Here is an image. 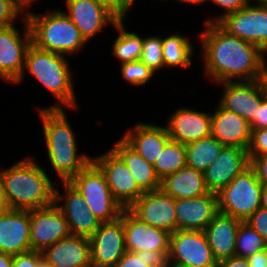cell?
Here are the masks:
<instances>
[{
	"mask_svg": "<svg viewBox=\"0 0 267 267\" xmlns=\"http://www.w3.org/2000/svg\"><path fill=\"white\" fill-rule=\"evenodd\" d=\"M198 32L204 77L214 84L256 80L265 53L252 43L228 34L217 23H203Z\"/></svg>",
	"mask_w": 267,
	"mask_h": 267,
	"instance_id": "obj_1",
	"label": "cell"
},
{
	"mask_svg": "<svg viewBox=\"0 0 267 267\" xmlns=\"http://www.w3.org/2000/svg\"><path fill=\"white\" fill-rule=\"evenodd\" d=\"M37 110L47 162L60 182L69 181L92 161V156L83 152L78 154L77 136L68 119L67 109Z\"/></svg>",
	"mask_w": 267,
	"mask_h": 267,
	"instance_id": "obj_2",
	"label": "cell"
},
{
	"mask_svg": "<svg viewBox=\"0 0 267 267\" xmlns=\"http://www.w3.org/2000/svg\"><path fill=\"white\" fill-rule=\"evenodd\" d=\"M36 157L27 155L12 166L0 169V178L11 209L32 210L54 203L53 178Z\"/></svg>",
	"mask_w": 267,
	"mask_h": 267,
	"instance_id": "obj_3",
	"label": "cell"
},
{
	"mask_svg": "<svg viewBox=\"0 0 267 267\" xmlns=\"http://www.w3.org/2000/svg\"><path fill=\"white\" fill-rule=\"evenodd\" d=\"M68 57L39 49L34 44L29 46L23 73L15 84H21L29 73L55 99L53 104L45 107L36 106L37 109L79 110L73 79L75 74Z\"/></svg>",
	"mask_w": 267,
	"mask_h": 267,
	"instance_id": "obj_4",
	"label": "cell"
},
{
	"mask_svg": "<svg viewBox=\"0 0 267 267\" xmlns=\"http://www.w3.org/2000/svg\"><path fill=\"white\" fill-rule=\"evenodd\" d=\"M46 11L39 14L30 7L26 8L32 44L39 49L69 57L81 53L88 43L72 20L61 8Z\"/></svg>",
	"mask_w": 267,
	"mask_h": 267,
	"instance_id": "obj_5",
	"label": "cell"
},
{
	"mask_svg": "<svg viewBox=\"0 0 267 267\" xmlns=\"http://www.w3.org/2000/svg\"><path fill=\"white\" fill-rule=\"evenodd\" d=\"M262 183L249 165L217 193L218 212L241 221L261 207Z\"/></svg>",
	"mask_w": 267,
	"mask_h": 267,
	"instance_id": "obj_6",
	"label": "cell"
},
{
	"mask_svg": "<svg viewBox=\"0 0 267 267\" xmlns=\"http://www.w3.org/2000/svg\"><path fill=\"white\" fill-rule=\"evenodd\" d=\"M68 182L80 192L101 222H111L121 216L124 209L114 199L104 173L93 161Z\"/></svg>",
	"mask_w": 267,
	"mask_h": 267,
	"instance_id": "obj_7",
	"label": "cell"
},
{
	"mask_svg": "<svg viewBox=\"0 0 267 267\" xmlns=\"http://www.w3.org/2000/svg\"><path fill=\"white\" fill-rule=\"evenodd\" d=\"M19 22L23 25L21 30L18 24L0 28V79L9 85H15L21 77L26 52L32 44L31 30L26 16Z\"/></svg>",
	"mask_w": 267,
	"mask_h": 267,
	"instance_id": "obj_8",
	"label": "cell"
},
{
	"mask_svg": "<svg viewBox=\"0 0 267 267\" xmlns=\"http://www.w3.org/2000/svg\"><path fill=\"white\" fill-rule=\"evenodd\" d=\"M228 34L257 45L267 54V8L249 1L216 22Z\"/></svg>",
	"mask_w": 267,
	"mask_h": 267,
	"instance_id": "obj_9",
	"label": "cell"
},
{
	"mask_svg": "<svg viewBox=\"0 0 267 267\" xmlns=\"http://www.w3.org/2000/svg\"><path fill=\"white\" fill-rule=\"evenodd\" d=\"M92 161L104 173L114 199L123 209L131 207L144 193L124 161L110 148Z\"/></svg>",
	"mask_w": 267,
	"mask_h": 267,
	"instance_id": "obj_10",
	"label": "cell"
},
{
	"mask_svg": "<svg viewBox=\"0 0 267 267\" xmlns=\"http://www.w3.org/2000/svg\"><path fill=\"white\" fill-rule=\"evenodd\" d=\"M54 203L63 213L72 235L90 238L99 228L101 221L92 213L80 192L68 181H55ZM62 186L59 191L57 187ZM63 192V193H62Z\"/></svg>",
	"mask_w": 267,
	"mask_h": 267,
	"instance_id": "obj_11",
	"label": "cell"
},
{
	"mask_svg": "<svg viewBox=\"0 0 267 267\" xmlns=\"http://www.w3.org/2000/svg\"><path fill=\"white\" fill-rule=\"evenodd\" d=\"M169 262L186 267H217L204 231L176 230L170 234Z\"/></svg>",
	"mask_w": 267,
	"mask_h": 267,
	"instance_id": "obj_12",
	"label": "cell"
},
{
	"mask_svg": "<svg viewBox=\"0 0 267 267\" xmlns=\"http://www.w3.org/2000/svg\"><path fill=\"white\" fill-rule=\"evenodd\" d=\"M126 252L124 210L111 222H101L90 237L92 267H114Z\"/></svg>",
	"mask_w": 267,
	"mask_h": 267,
	"instance_id": "obj_13",
	"label": "cell"
},
{
	"mask_svg": "<svg viewBox=\"0 0 267 267\" xmlns=\"http://www.w3.org/2000/svg\"><path fill=\"white\" fill-rule=\"evenodd\" d=\"M62 9L89 43L105 26H114L120 19L99 0H64Z\"/></svg>",
	"mask_w": 267,
	"mask_h": 267,
	"instance_id": "obj_14",
	"label": "cell"
},
{
	"mask_svg": "<svg viewBox=\"0 0 267 267\" xmlns=\"http://www.w3.org/2000/svg\"><path fill=\"white\" fill-rule=\"evenodd\" d=\"M70 235L68 222L55 203L30 210L31 250L43 252Z\"/></svg>",
	"mask_w": 267,
	"mask_h": 267,
	"instance_id": "obj_15",
	"label": "cell"
},
{
	"mask_svg": "<svg viewBox=\"0 0 267 267\" xmlns=\"http://www.w3.org/2000/svg\"><path fill=\"white\" fill-rule=\"evenodd\" d=\"M128 210L150 226L170 234L177 230L175 199L161 189L144 192Z\"/></svg>",
	"mask_w": 267,
	"mask_h": 267,
	"instance_id": "obj_16",
	"label": "cell"
},
{
	"mask_svg": "<svg viewBox=\"0 0 267 267\" xmlns=\"http://www.w3.org/2000/svg\"><path fill=\"white\" fill-rule=\"evenodd\" d=\"M222 88L218 104L244 118L249 125L256 119L257 107L265 96L257 80L226 81L215 84Z\"/></svg>",
	"mask_w": 267,
	"mask_h": 267,
	"instance_id": "obj_17",
	"label": "cell"
},
{
	"mask_svg": "<svg viewBox=\"0 0 267 267\" xmlns=\"http://www.w3.org/2000/svg\"><path fill=\"white\" fill-rule=\"evenodd\" d=\"M181 106L167 117L166 128L173 141L189 144L211 135V112Z\"/></svg>",
	"mask_w": 267,
	"mask_h": 267,
	"instance_id": "obj_18",
	"label": "cell"
},
{
	"mask_svg": "<svg viewBox=\"0 0 267 267\" xmlns=\"http://www.w3.org/2000/svg\"><path fill=\"white\" fill-rule=\"evenodd\" d=\"M249 165L247 150L224 146L215 161L203 172L207 189L217 194Z\"/></svg>",
	"mask_w": 267,
	"mask_h": 267,
	"instance_id": "obj_19",
	"label": "cell"
},
{
	"mask_svg": "<svg viewBox=\"0 0 267 267\" xmlns=\"http://www.w3.org/2000/svg\"><path fill=\"white\" fill-rule=\"evenodd\" d=\"M124 233L126 251H169L170 233L140 221L128 209H124Z\"/></svg>",
	"mask_w": 267,
	"mask_h": 267,
	"instance_id": "obj_20",
	"label": "cell"
},
{
	"mask_svg": "<svg viewBox=\"0 0 267 267\" xmlns=\"http://www.w3.org/2000/svg\"><path fill=\"white\" fill-rule=\"evenodd\" d=\"M30 250V210L0 213V253L17 255Z\"/></svg>",
	"mask_w": 267,
	"mask_h": 267,
	"instance_id": "obj_21",
	"label": "cell"
},
{
	"mask_svg": "<svg viewBox=\"0 0 267 267\" xmlns=\"http://www.w3.org/2000/svg\"><path fill=\"white\" fill-rule=\"evenodd\" d=\"M122 138L137 151L148 163L154 165L166 144L171 140L164 125L155 122H136L121 135Z\"/></svg>",
	"mask_w": 267,
	"mask_h": 267,
	"instance_id": "obj_22",
	"label": "cell"
},
{
	"mask_svg": "<svg viewBox=\"0 0 267 267\" xmlns=\"http://www.w3.org/2000/svg\"><path fill=\"white\" fill-rule=\"evenodd\" d=\"M177 230L204 231L218 213L217 194L175 200Z\"/></svg>",
	"mask_w": 267,
	"mask_h": 267,
	"instance_id": "obj_23",
	"label": "cell"
},
{
	"mask_svg": "<svg viewBox=\"0 0 267 267\" xmlns=\"http://www.w3.org/2000/svg\"><path fill=\"white\" fill-rule=\"evenodd\" d=\"M211 112V135L224 146L248 150L251 140L249 123L238 114L222 108L218 103Z\"/></svg>",
	"mask_w": 267,
	"mask_h": 267,
	"instance_id": "obj_24",
	"label": "cell"
},
{
	"mask_svg": "<svg viewBox=\"0 0 267 267\" xmlns=\"http://www.w3.org/2000/svg\"><path fill=\"white\" fill-rule=\"evenodd\" d=\"M42 254L51 267H92L87 237L71 234L47 247Z\"/></svg>",
	"mask_w": 267,
	"mask_h": 267,
	"instance_id": "obj_25",
	"label": "cell"
},
{
	"mask_svg": "<svg viewBox=\"0 0 267 267\" xmlns=\"http://www.w3.org/2000/svg\"><path fill=\"white\" fill-rule=\"evenodd\" d=\"M241 220L218 212L204 232L214 259L218 262L235 256L237 231Z\"/></svg>",
	"mask_w": 267,
	"mask_h": 267,
	"instance_id": "obj_26",
	"label": "cell"
},
{
	"mask_svg": "<svg viewBox=\"0 0 267 267\" xmlns=\"http://www.w3.org/2000/svg\"><path fill=\"white\" fill-rule=\"evenodd\" d=\"M111 149L124 161L134 180L144 192L160 189L161 180L154 166L141 157L122 137L114 142Z\"/></svg>",
	"mask_w": 267,
	"mask_h": 267,
	"instance_id": "obj_27",
	"label": "cell"
},
{
	"mask_svg": "<svg viewBox=\"0 0 267 267\" xmlns=\"http://www.w3.org/2000/svg\"><path fill=\"white\" fill-rule=\"evenodd\" d=\"M160 189L175 200L200 197L210 192L206 187L203 173L188 166L163 178Z\"/></svg>",
	"mask_w": 267,
	"mask_h": 267,
	"instance_id": "obj_28",
	"label": "cell"
},
{
	"mask_svg": "<svg viewBox=\"0 0 267 267\" xmlns=\"http://www.w3.org/2000/svg\"><path fill=\"white\" fill-rule=\"evenodd\" d=\"M193 44L190 38L179 32H171L170 35L162 36L164 71L178 67L184 70L191 68L194 58L192 55L196 54Z\"/></svg>",
	"mask_w": 267,
	"mask_h": 267,
	"instance_id": "obj_29",
	"label": "cell"
},
{
	"mask_svg": "<svg viewBox=\"0 0 267 267\" xmlns=\"http://www.w3.org/2000/svg\"><path fill=\"white\" fill-rule=\"evenodd\" d=\"M126 19L119 20L113 29L117 30V37L112 43L111 53L119 64L138 61L142 55L143 36L134 31L126 29Z\"/></svg>",
	"mask_w": 267,
	"mask_h": 267,
	"instance_id": "obj_30",
	"label": "cell"
},
{
	"mask_svg": "<svg viewBox=\"0 0 267 267\" xmlns=\"http://www.w3.org/2000/svg\"><path fill=\"white\" fill-rule=\"evenodd\" d=\"M187 166L204 172L221 152L224 145L212 135L186 144Z\"/></svg>",
	"mask_w": 267,
	"mask_h": 267,
	"instance_id": "obj_31",
	"label": "cell"
},
{
	"mask_svg": "<svg viewBox=\"0 0 267 267\" xmlns=\"http://www.w3.org/2000/svg\"><path fill=\"white\" fill-rule=\"evenodd\" d=\"M153 166L160 180L187 166L186 146L170 140L157 157Z\"/></svg>",
	"mask_w": 267,
	"mask_h": 267,
	"instance_id": "obj_32",
	"label": "cell"
},
{
	"mask_svg": "<svg viewBox=\"0 0 267 267\" xmlns=\"http://www.w3.org/2000/svg\"><path fill=\"white\" fill-rule=\"evenodd\" d=\"M266 247L267 240L245 221H241L237 231L235 256L248 258L257 252L264 251Z\"/></svg>",
	"mask_w": 267,
	"mask_h": 267,
	"instance_id": "obj_33",
	"label": "cell"
},
{
	"mask_svg": "<svg viewBox=\"0 0 267 267\" xmlns=\"http://www.w3.org/2000/svg\"><path fill=\"white\" fill-rule=\"evenodd\" d=\"M162 52V34H155L154 36L151 34L143 37V48L140 61L149 67L156 75H158L162 69L164 70Z\"/></svg>",
	"mask_w": 267,
	"mask_h": 267,
	"instance_id": "obj_34",
	"label": "cell"
},
{
	"mask_svg": "<svg viewBox=\"0 0 267 267\" xmlns=\"http://www.w3.org/2000/svg\"><path fill=\"white\" fill-rule=\"evenodd\" d=\"M119 67L122 81L134 87L147 85L155 76V73L140 60L123 63Z\"/></svg>",
	"mask_w": 267,
	"mask_h": 267,
	"instance_id": "obj_35",
	"label": "cell"
},
{
	"mask_svg": "<svg viewBox=\"0 0 267 267\" xmlns=\"http://www.w3.org/2000/svg\"><path fill=\"white\" fill-rule=\"evenodd\" d=\"M25 16L26 7L18 0H0V28L13 26Z\"/></svg>",
	"mask_w": 267,
	"mask_h": 267,
	"instance_id": "obj_36",
	"label": "cell"
},
{
	"mask_svg": "<svg viewBox=\"0 0 267 267\" xmlns=\"http://www.w3.org/2000/svg\"><path fill=\"white\" fill-rule=\"evenodd\" d=\"M247 152L248 157L267 155V127L251 130V140Z\"/></svg>",
	"mask_w": 267,
	"mask_h": 267,
	"instance_id": "obj_37",
	"label": "cell"
},
{
	"mask_svg": "<svg viewBox=\"0 0 267 267\" xmlns=\"http://www.w3.org/2000/svg\"><path fill=\"white\" fill-rule=\"evenodd\" d=\"M209 1L213 3L215 7H219L220 10H223L219 15L215 14L216 16L214 15L212 18L209 16L203 23H216L223 16L242 9L250 0H208V2Z\"/></svg>",
	"mask_w": 267,
	"mask_h": 267,
	"instance_id": "obj_38",
	"label": "cell"
},
{
	"mask_svg": "<svg viewBox=\"0 0 267 267\" xmlns=\"http://www.w3.org/2000/svg\"><path fill=\"white\" fill-rule=\"evenodd\" d=\"M245 222L267 240V208H258Z\"/></svg>",
	"mask_w": 267,
	"mask_h": 267,
	"instance_id": "obj_39",
	"label": "cell"
},
{
	"mask_svg": "<svg viewBox=\"0 0 267 267\" xmlns=\"http://www.w3.org/2000/svg\"><path fill=\"white\" fill-rule=\"evenodd\" d=\"M42 259V252L30 250L28 252L13 255L11 267H37Z\"/></svg>",
	"mask_w": 267,
	"mask_h": 267,
	"instance_id": "obj_40",
	"label": "cell"
},
{
	"mask_svg": "<svg viewBox=\"0 0 267 267\" xmlns=\"http://www.w3.org/2000/svg\"><path fill=\"white\" fill-rule=\"evenodd\" d=\"M143 259L149 267H168L169 251H142Z\"/></svg>",
	"mask_w": 267,
	"mask_h": 267,
	"instance_id": "obj_41",
	"label": "cell"
},
{
	"mask_svg": "<svg viewBox=\"0 0 267 267\" xmlns=\"http://www.w3.org/2000/svg\"><path fill=\"white\" fill-rule=\"evenodd\" d=\"M145 262L142 251L135 253L126 251L114 267H149Z\"/></svg>",
	"mask_w": 267,
	"mask_h": 267,
	"instance_id": "obj_42",
	"label": "cell"
},
{
	"mask_svg": "<svg viewBox=\"0 0 267 267\" xmlns=\"http://www.w3.org/2000/svg\"><path fill=\"white\" fill-rule=\"evenodd\" d=\"M250 166L254 169L256 177L262 184H267V155L249 157Z\"/></svg>",
	"mask_w": 267,
	"mask_h": 267,
	"instance_id": "obj_43",
	"label": "cell"
},
{
	"mask_svg": "<svg viewBox=\"0 0 267 267\" xmlns=\"http://www.w3.org/2000/svg\"><path fill=\"white\" fill-rule=\"evenodd\" d=\"M267 127V97L261 99L260 107H257L256 119L250 124L251 130Z\"/></svg>",
	"mask_w": 267,
	"mask_h": 267,
	"instance_id": "obj_44",
	"label": "cell"
},
{
	"mask_svg": "<svg viewBox=\"0 0 267 267\" xmlns=\"http://www.w3.org/2000/svg\"><path fill=\"white\" fill-rule=\"evenodd\" d=\"M267 55H264L260 67H259V73L257 77V82L260 86L261 92L267 97Z\"/></svg>",
	"mask_w": 267,
	"mask_h": 267,
	"instance_id": "obj_45",
	"label": "cell"
},
{
	"mask_svg": "<svg viewBox=\"0 0 267 267\" xmlns=\"http://www.w3.org/2000/svg\"><path fill=\"white\" fill-rule=\"evenodd\" d=\"M137 0H117V17L120 20H127V16L130 15L133 9V4Z\"/></svg>",
	"mask_w": 267,
	"mask_h": 267,
	"instance_id": "obj_46",
	"label": "cell"
},
{
	"mask_svg": "<svg viewBox=\"0 0 267 267\" xmlns=\"http://www.w3.org/2000/svg\"><path fill=\"white\" fill-rule=\"evenodd\" d=\"M217 267H250L248 259L233 256L218 262Z\"/></svg>",
	"mask_w": 267,
	"mask_h": 267,
	"instance_id": "obj_47",
	"label": "cell"
},
{
	"mask_svg": "<svg viewBox=\"0 0 267 267\" xmlns=\"http://www.w3.org/2000/svg\"><path fill=\"white\" fill-rule=\"evenodd\" d=\"M247 259L250 267H267L264 251L257 252L254 255L249 256Z\"/></svg>",
	"mask_w": 267,
	"mask_h": 267,
	"instance_id": "obj_48",
	"label": "cell"
},
{
	"mask_svg": "<svg viewBox=\"0 0 267 267\" xmlns=\"http://www.w3.org/2000/svg\"><path fill=\"white\" fill-rule=\"evenodd\" d=\"M11 208L6 198L5 191L3 189L2 181L0 178V213L9 211Z\"/></svg>",
	"mask_w": 267,
	"mask_h": 267,
	"instance_id": "obj_49",
	"label": "cell"
},
{
	"mask_svg": "<svg viewBox=\"0 0 267 267\" xmlns=\"http://www.w3.org/2000/svg\"><path fill=\"white\" fill-rule=\"evenodd\" d=\"M13 255L0 253V267H11Z\"/></svg>",
	"mask_w": 267,
	"mask_h": 267,
	"instance_id": "obj_50",
	"label": "cell"
},
{
	"mask_svg": "<svg viewBox=\"0 0 267 267\" xmlns=\"http://www.w3.org/2000/svg\"><path fill=\"white\" fill-rule=\"evenodd\" d=\"M117 16V0H99Z\"/></svg>",
	"mask_w": 267,
	"mask_h": 267,
	"instance_id": "obj_51",
	"label": "cell"
},
{
	"mask_svg": "<svg viewBox=\"0 0 267 267\" xmlns=\"http://www.w3.org/2000/svg\"><path fill=\"white\" fill-rule=\"evenodd\" d=\"M176 1L181 2L182 4L184 3L186 5H192V6H196V5L201 6L203 4L205 5L208 3V0H176Z\"/></svg>",
	"mask_w": 267,
	"mask_h": 267,
	"instance_id": "obj_52",
	"label": "cell"
},
{
	"mask_svg": "<svg viewBox=\"0 0 267 267\" xmlns=\"http://www.w3.org/2000/svg\"><path fill=\"white\" fill-rule=\"evenodd\" d=\"M261 207L267 208V184H262Z\"/></svg>",
	"mask_w": 267,
	"mask_h": 267,
	"instance_id": "obj_53",
	"label": "cell"
},
{
	"mask_svg": "<svg viewBox=\"0 0 267 267\" xmlns=\"http://www.w3.org/2000/svg\"><path fill=\"white\" fill-rule=\"evenodd\" d=\"M21 4H23L26 8L32 7V4L38 3V0H18ZM41 1V0H40Z\"/></svg>",
	"mask_w": 267,
	"mask_h": 267,
	"instance_id": "obj_54",
	"label": "cell"
},
{
	"mask_svg": "<svg viewBox=\"0 0 267 267\" xmlns=\"http://www.w3.org/2000/svg\"><path fill=\"white\" fill-rule=\"evenodd\" d=\"M252 3L267 8V0H250Z\"/></svg>",
	"mask_w": 267,
	"mask_h": 267,
	"instance_id": "obj_55",
	"label": "cell"
},
{
	"mask_svg": "<svg viewBox=\"0 0 267 267\" xmlns=\"http://www.w3.org/2000/svg\"><path fill=\"white\" fill-rule=\"evenodd\" d=\"M37 267H51L50 265H48V263L42 259L39 264L37 265Z\"/></svg>",
	"mask_w": 267,
	"mask_h": 267,
	"instance_id": "obj_56",
	"label": "cell"
},
{
	"mask_svg": "<svg viewBox=\"0 0 267 267\" xmlns=\"http://www.w3.org/2000/svg\"><path fill=\"white\" fill-rule=\"evenodd\" d=\"M168 267H186V266H182V265H178V264H174V263H169Z\"/></svg>",
	"mask_w": 267,
	"mask_h": 267,
	"instance_id": "obj_57",
	"label": "cell"
},
{
	"mask_svg": "<svg viewBox=\"0 0 267 267\" xmlns=\"http://www.w3.org/2000/svg\"><path fill=\"white\" fill-rule=\"evenodd\" d=\"M264 253H265V261L267 262V247H266V249L264 250Z\"/></svg>",
	"mask_w": 267,
	"mask_h": 267,
	"instance_id": "obj_58",
	"label": "cell"
},
{
	"mask_svg": "<svg viewBox=\"0 0 267 267\" xmlns=\"http://www.w3.org/2000/svg\"><path fill=\"white\" fill-rule=\"evenodd\" d=\"M152 1H157V2H158V1H159V2L164 1V2H165V1H168V0H152Z\"/></svg>",
	"mask_w": 267,
	"mask_h": 267,
	"instance_id": "obj_59",
	"label": "cell"
}]
</instances>
